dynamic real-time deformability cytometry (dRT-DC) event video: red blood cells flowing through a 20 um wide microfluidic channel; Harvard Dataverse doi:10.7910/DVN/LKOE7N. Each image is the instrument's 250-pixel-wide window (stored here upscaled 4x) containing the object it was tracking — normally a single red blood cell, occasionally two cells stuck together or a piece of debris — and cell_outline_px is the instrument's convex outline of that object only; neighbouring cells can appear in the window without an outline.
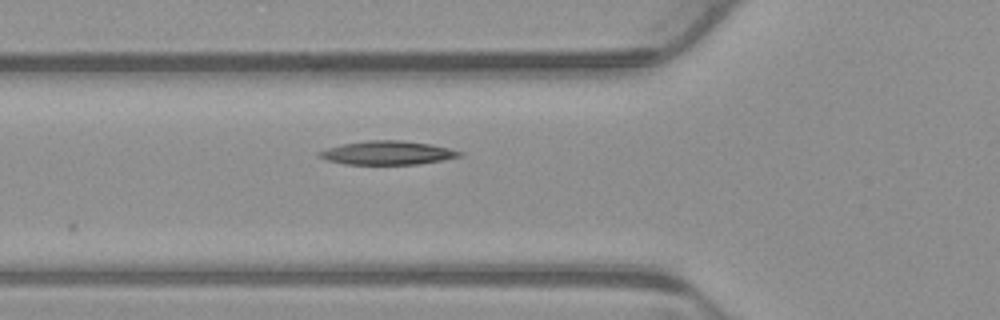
{"species": "common noctule bat (a hibernating species)", "species_latin": "Nyctalus noctula", "temperature_condition": "warm", "stored_images_in_passage": 4, "camera_frame_rate_fps": 3000, "um_per_image_px": 0.085, "animal": {"sex": "male", "body_mass_g": 23.1, "forearm_length_mm": 52.7}, "frame": {"image": 1, "passage_image": 4, "time_ms": 1.0, "image_size_px": [1000, 320], "cell_outline_px": [[464, 152], [460, 156], [444, 160], [420, 164], [344, 164], [328, 160], [316, 156], [316, 152], [340, 144], [368, 140], [400, 140], [432, 144]], "centroid_in_image_um": [32.92, 12.99], "position_along_channel_um": 92.9, "area_um2": 19.48}}